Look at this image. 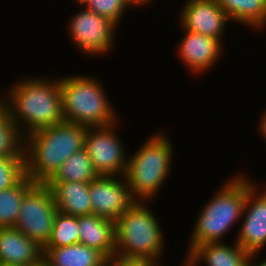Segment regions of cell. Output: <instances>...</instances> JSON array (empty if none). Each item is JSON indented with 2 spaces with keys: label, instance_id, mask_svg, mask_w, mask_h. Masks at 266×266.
<instances>
[{
  "label": "cell",
  "instance_id": "6da1fadb",
  "mask_svg": "<svg viewBox=\"0 0 266 266\" xmlns=\"http://www.w3.org/2000/svg\"><path fill=\"white\" fill-rule=\"evenodd\" d=\"M6 92L0 101L23 138L64 121L59 77H22Z\"/></svg>",
  "mask_w": 266,
  "mask_h": 266
},
{
  "label": "cell",
  "instance_id": "7a4b0ae2",
  "mask_svg": "<svg viewBox=\"0 0 266 266\" xmlns=\"http://www.w3.org/2000/svg\"><path fill=\"white\" fill-rule=\"evenodd\" d=\"M87 128L63 121L24 137L25 175L45 184L71 154L84 148Z\"/></svg>",
  "mask_w": 266,
  "mask_h": 266
},
{
  "label": "cell",
  "instance_id": "3957f363",
  "mask_svg": "<svg viewBox=\"0 0 266 266\" xmlns=\"http://www.w3.org/2000/svg\"><path fill=\"white\" fill-rule=\"evenodd\" d=\"M243 173L235 174L223 182L221 189L199 211L195 226L188 240V254L194 247L210 242H222L223 237L242 218L248 191L255 181ZM249 178V179H248Z\"/></svg>",
  "mask_w": 266,
  "mask_h": 266
},
{
  "label": "cell",
  "instance_id": "277c9868",
  "mask_svg": "<svg viewBox=\"0 0 266 266\" xmlns=\"http://www.w3.org/2000/svg\"><path fill=\"white\" fill-rule=\"evenodd\" d=\"M146 137L142 145L129 155L124 177L137 201H152L171 173L174 147L166 132Z\"/></svg>",
  "mask_w": 266,
  "mask_h": 266
},
{
  "label": "cell",
  "instance_id": "5b68a950",
  "mask_svg": "<svg viewBox=\"0 0 266 266\" xmlns=\"http://www.w3.org/2000/svg\"><path fill=\"white\" fill-rule=\"evenodd\" d=\"M98 77L72 75L59 78L64 121L85 127H103L119 122V114Z\"/></svg>",
  "mask_w": 266,
  "mask_h": 266
},
{
  "label": "cell",
  "instance_id": "8992f818",
  "mask_svg": "<svg viewBox=\"0 0 266 266\" xmlns=\"http://www.w3.org/2000/svg\"><path fill=\"white\" fill-rule=\"evenodd\" d=\"M147 204L136 201L115 221V256L150 258L161 263L166 243L159 220Z\"/></svg>",
  "mask_w": 266,
  "mask_h": 266
},
{
  "label": "cell",
  "instance_id": "52a82bcc",
  "mask_svg": "<svg viewBox=\"0 0 266 266\" xmlns=\"http://www.w3.org/2000/svg\"><path fill=\"white\" fill-rule=\"evenodd\" d=\"M57 211L50 187L36 183L24 196L14 227L43 249L51 237Z\"/></svg>",
  "mask_w": 266,
  "mask_h": 266
},
{
  "label": "cell",
  "instance_id": "ba28073f",
  "mask_svg": "<svg viewBox=\"0 0 266 266\" xmlns=\"http://www.w3.org/2000/svg\"><path fill=\"white\" fill-rule=\"evenodd\" d=\"M72 17V18H71ZM69 17L68 35L74 42V46L81 50L82 54L104 56L111 51L116 42L115 31L118 26L105 16L96 14L85 6H82L76 14Z\"/></svg>",
  "mask_w": 266,
  "mask_h": 266
},
{
  "label": "cell",
  "instance_id": "9c48e42d",
  "mask_svg": "<svg viewBox=\"0 0 266 266\" xmlns=\"http://www.w3.org/2000/svg\"><path fill=\"white\" fill-rule=\"evenodd\" d=\"M118 123L87 128L84 148L98 175L124 176L127 169L129 157H126L127 150L117 135Z\"/></svg>",
  "mask_w": 266,
  "mask_h": 266
},
{
  "label": "cell",
  "instance_id": "30bf717a",
  "mask_svg": "<svg viewBox=\"0 0 266 266\" xmlns=\"http://www.w3.org/2000/svg\"><path fill=\"white\" fill-rule=\"evenodd\" d=\"M92 214L116 221L137 200L124 176L98 175L89 183Z\"/></svg>",
  "mask_w": 266,
  "mask_h": 266
},
{
  "label": "cell",
  "instance_id": "8fae6325",
  "mask_svg": "<svg viewBox=\"0 0 266 266\" xmlns=\"http://www.w3.org/2000/svg\"><path fill=\"white\" fill-rule=\"evenodd\" d=\"M259 188L255 184L246 195L240 220L243 222L235 237L236 243L249 253L262 252L266 247V188Z\"/></svg>",
  "mask_w": 266,
  "mask_h": 266
},
{
  "label": "cell",
  "instance_id": "7c38bea8",
  "mask_svg": "<svg viewBox=\"0 0 266 266\" xmlns=\"http://www.w3.org/2000/svg\"><path fill=\"white\" fill-rule=\"evenodd\" d=\"M178 17L181 30L210 36L220 42L230 21L216 0H186Z\"/></svg>",
  "mask_w": 266,
  "mask_h": 266
},
{
  "label": "cell",
  "instance_id": "4fadbf2b",
  "mask_svg": "<svg viewBox=\"0 0 266 266\" xmlns=\"http://www.w3.org/2000/svg\"><path fill=\"white\" fill-rule=\"evenodd\" d=\"M184 31V37L177 46V55L185 67L195 75L209 71L222 56L224 44L218 39L203 34L194 33L188 30Z\"/></svg>",
  "mask_w": 266,
  "mask_h": 266
},
{
  "label": "cell",
  "instance_id": "5bb4252c",
  "mask_svg": "<svg viewBox=\"0 0 266 266\" xmlns=\"http://www.w3.org/2000/svg\"><path fill=\"white\" fill-rule=\"evenodd\" d=\"M43 261V249L15 227L0 228V263L36 266Z\"/></svg>",
  "mask_w": 266,
  "mask_h": 266
},
{
  "label": "cell",
  "instance_id": "9a60e30c",
  "mask_svg": "<svg viewBox=\"0 0 266 266\" xmlns=\"http://www.w3.org/2000/svg\"><path fill=\"white\" fill-rule=\"evenodd\" d=\"M181 266H248L250 253L244 250L236 241L233 244L225 242H210L194 247L185 254Z\"/></svg>",
  "mask_w": 266,
  "mask_h": 266
},
{
  "label": "cell",
  "instance_id": "2e32d148",
  "mask_svg": "<svg viewBox=\"0 0 266 266\" xmlns=\"http://www.w3.org/2000/svg\"><path fill=\"white\" fill-rule=\"evenodd\" d=\"M79 243L100 252L107 260L115 256V222L95 214L78 216Z\"/></svg>",
  "mask_w": 266,
  "mask_h": 266
},
{
  "label": "cell",
  "instance_id": "e0dca14e",
  "mask_svg": "<svg viewBox=\"0 0 266 266\" xmlns=\"http://www.w3.org/2000/svg\"><path fill=\"white\" fill-rule=\"evenodd\" d=\"M52 191L57 210L72 216L92 214L89 183L46 182Z\"/></svg>",
  "mask_w": 266,
  "mask_h": 266
},
{
  "label": "cell",
  "instance_id": "ac0fdd59",
  "mask_svg": "<svg viewBox=\"0 0 266 266\" xmlns=\"http://www.w3.org/2000/svg\"><path fill=\"white\" fill-rule=\"evenodd\" d=\"M46 266H106L107 259L97 250L76 243L65 247H44Z\"/></svg>",
  "mask_w": 266,
  "mask_h": 266
},
{
  "label": "cell",
  "instance_id": "d6986e66",
  "mask_svg": "<svg viewBox=\"0 0 266 266\" xmlns=\"http://www.w3.org/2000/svg\"><path fill=\"white\" fill-rule=\"evenodd\" d=\"M231 22L260 31L266 28V0H216Z\"/></svg>",
  "mask_w": 266,
  "mask_h": 266
},
{
  "label": "cell",
  "instance_id": "ffe728a7",
  "mask_svg": "<svg viewBox=\"0 0 266 266\" xmlns=\"http://www.w3.org/2000/svg\"><path fill=\"white\" fill-rule=\"evenodd\" d=\"M98 174L85 148L71 154L47 182H92Z\"/></svg>",
  "mask_w": 266,
  "mask_h": 266
},
{
  "label": "cell",
  "instance_id": "44dd1931",
  "mask_svg": "<svg viewBox=\"0 0 266 266\" xmlns=\"http://www.w3.org/2000/svg\"><path fill=\"white\" fill-rule=\"evenodd\" d=\"M35 184L25 175L16 185L0 191V228L16 225L22 200Z\"/></svg>",
  "mask_w": 266,
  "mask_h": 266
},
{
  "label": "cell",
  "instance_id": "7402d4cb",
  "mask_svg": "<svg viewBox=\"0 0 266 266\" xmlns=\"http://www.w3.org/2000/svg\"><path fill=\"white\" fill-rule=\"evenodd\" d=\"M0 156H24L23 137L0 101Z\"/></svg>",
  "mask_w": 266,
  "mask_h": 266
},
{
  "label": "cell",
  "instance_id": "603a6c76",
  "mask_svg": "<svg viewBox=\"0 0 266 266\" xmlns=\"http://www.w3.org/2000/svg\"><path fill=\"white\" fill-rule=\"evenodd\" d=\"M78 216L57 211L52 234L45 247H65L79 243Z\"/></svg>",
  "mask_w": 266,
  "mask_h": 266
},
{
  "label": "cell",
  "instance_id": "cb8c5ba5",
  "mask_svg": "<svg viewBox=\"0 0 266 266\" xmlns=\"http://www.w3.org/2000/svg\"><path fill=\"white\" fill-rule=\"evenodd\" d=\"M24 176V156H0V191L16 185Z\"/></svg>",
  "mask_w": 266,
  "mask_h": 266
},
{
  "label": "cell",
  "instance_id": "d4e9b609",
  "mask_svg": "<svg viewBox=\"0 0 266 266\" xmlns=\"http://www.w3.org/2000/svg\"><path fill=\"white\" fill-rule=\"evenodd\" d=\"M86 7L96 14L105 16L119 27L130 5L126 0H92Z\"/></svg>",
  "mask_w": 266,
  "mask_h": 266
},
{
  "label": "cell",
  "instance_id": "484cf974",
  "mask_svg": "<svg viewBox=\"0 0 266 266\" xmlns=\"http://www.w3.org/2000/svg\"><path fill=\"white\" fill-rule=\"evenodd\" d=\"M159 261L150 258H127L114 256L107 260L106 266H159Z\"/></svg>",
  "mask_w": 266,
  "mask_h": 266
},
{
  "label": "cell",
  "instance_id": "4316f807",
  "mask_svg": "<svg viewBox=\"0 0 266 266\" xmlns=\"http://www.w3.org/2000/svg\"><path fill=\"white\" fill-rule=\"evenodd\" d=\"M261 119L259 120L260 122L259 123V129L260 130L259 132V135L261 137H263L262 139H264L266 141V110H264L263 114H261Z\"/></svg>",
  "mask_w": 266,
  "mask_h": 266
},
{
  "label": "cell",
  "instance_id": "83f0119b",
  "mask_svg": "<svg viewBox=\"0 0 266 266\" xmlns=\"http://www.w3.org/2000/svg\"><path fill=\"white\" fill-rule=\"evenodd\" d=\"M259 253L260 252L250 253L248 266H266V259H263L262 261L258 260V263L254 262V261H257L256 257L259 255ZM254 258H255V260H254Z\"/></svg>",
  "mask_w": 266,
  "mask_h": 266
},
{
  "label": "cell",
  "instance_id": "f1b7e54d",
  "mask_svg": "<svg viewBox=\"0 0 266 266\" xmlns=\"http://www.w3.org/2000/svg\"><path fill=\"white\" fill-rule=\"evenodd\" d=\"M126 1L129 3L131 7H134V8L137 6L139 7L145 6L147 3L151 4L152 2V0H126Z\"/></svg>",
  "mask_w": 266,
  "mask_h": 266
},
{
  "label": "cell",
  "instance_id": "f546056e",
  "mask_svg": "<svg viewBox=\"0 0 266 266\" xmlns=\"http://www.w3.org/2000/svg\"><path fill=\"white\" fill-rule=\"evenodd\" d=\"M78 6H87L92 0H74Z\"/></svg>",
  "mask_w": 266,
  "mask_h": 266
},
{
  "label": "cell",
  "instance_id": "4dcf8cb0",
  "mask_svg": "<svg viewBox=\"0 0 266 266\" xmlns=\"http://www.w3.org/2000/svg\"><path fill=\"white\" fill-rule=\"evenodd\" d=\"M36 266H46V264L42 261L40 264H38Z\"/></svg>",
  "mask_w": 266,
  "mask_h": 266
},
{
  "label": "cell",
  "instance_id": "1f68e13d",
  "mask_svg": "<svg viewBox=\"0 0 266 266\" xmlns=\"http://www.w3.org/2000/svg\"><path fill=\"white\" fill-rule=\"evenodd\" d=\"M0 266H12V265H6V264L0 263Z\"/></svg>",
  "mask_w": 266,
  "mask_h": 266
}]
</instances>
